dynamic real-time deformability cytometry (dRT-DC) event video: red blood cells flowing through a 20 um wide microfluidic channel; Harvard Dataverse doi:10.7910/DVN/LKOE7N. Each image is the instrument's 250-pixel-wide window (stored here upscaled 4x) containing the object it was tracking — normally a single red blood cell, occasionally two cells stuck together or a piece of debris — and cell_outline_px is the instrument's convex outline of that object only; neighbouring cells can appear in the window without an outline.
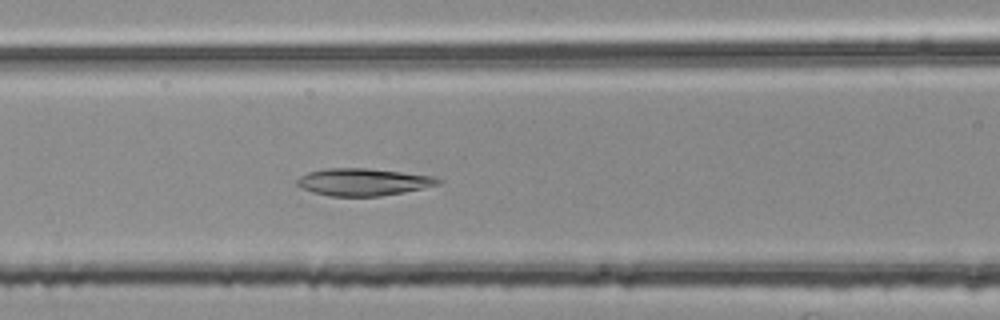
{"species": "common noctule bat (a hibernating species)", "species_latin": "Nyctalus noctula", "temperature_condition": "room temperature", "stored_images_in_passage": 36, "camera_frame_rate_fps": 3000, "um_per_image_px": 0.085, "animal": {"sex": "female", "body_mass_g": 25.1}, "frame": {"image": 1, "passage_image": 6, "time_ms": 1.667, "image_size_px": [1000, 320], "cell_outline_px": [[444, 180], [440, 184], [404, 192], [380, 196], [328, 196], [312, 192], [296, 184], [296, 180], [300, 176], [308, 172], [328, 168], [368, 168], [432, 176]], "centroid_in_image_um": [30.87, 15.47], "position_along_channel_um": 135.7, "area_um2": 22.31}}
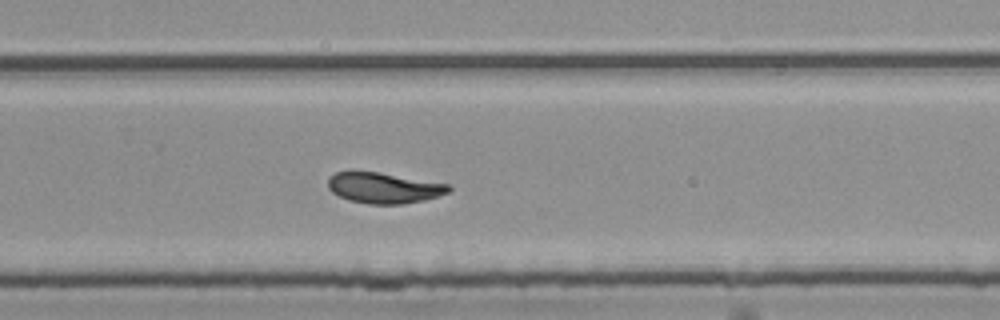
{"frame": {"image": 2, "passage_image": 19, "time_ms": 6.0, "image_size_px": [1000, 320], "cell_outline_px": [[452, 188], [448, 192], [424, 200], [404, 204], [368, 204], [348, 200], [332, 192], [328, 188], [328, 176], [336, 172], [376, 172], [448, 184]], "centroid_in_image_um": [32.59, 15.98], "position_along_channel_um": 297.2, "area_um2": 21.33}}
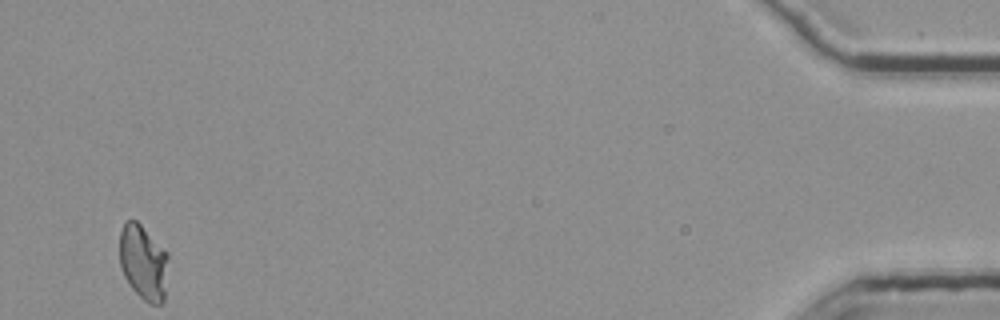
{"frame": {"image": 3, "passage_image": 36, "time_ms": 11.667, "image_size_px": [1000, 320], "cell_outline_px": [[168, 256], [164, 300], [160, 304], [148, 304], [128, 284], [120, 268], [120, 232], [124, 224], [128, 220], [136, 220], [168, 252]], "centroid_in_image_um": [12.18, 22.31], "position_along_channel_um": 423.0, "area_um2": 21.27}}